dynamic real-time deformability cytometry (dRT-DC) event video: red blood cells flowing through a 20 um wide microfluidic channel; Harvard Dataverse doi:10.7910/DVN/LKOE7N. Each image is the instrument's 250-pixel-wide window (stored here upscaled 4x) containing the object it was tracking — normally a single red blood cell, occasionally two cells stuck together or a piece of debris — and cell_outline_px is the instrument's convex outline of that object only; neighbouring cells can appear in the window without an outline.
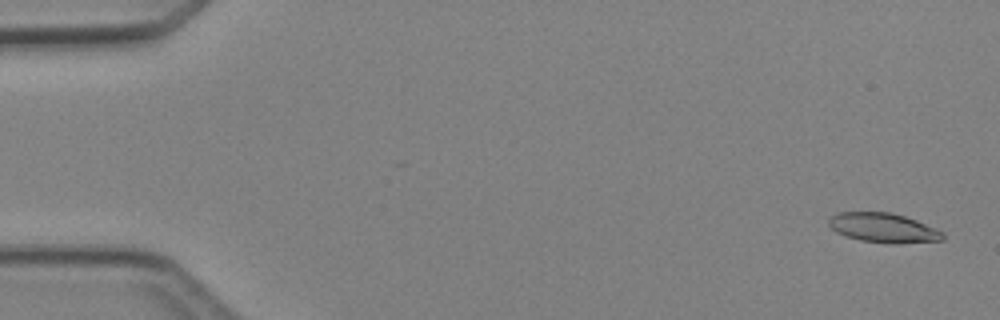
{"species": "Egyptian fruit bat (a non-hibernating species)", "species_latin": "Rousettus aegyptiacus", "temperature_condition": "cold", "stored_images_in_passage": 4, "camera_frame_rate_fps": 3000, "um_per_image_px": 0.085, "animal": {"sex": "female"}, "frame": {"image": 1, "passage_image": 1, "time_ms": 0.0, "image_size_px": [1000, 320], "cell_outline_px": [[944, 240], [900, 244], [888, 244], [860, 240], [836, 232], [828, 224], [828, 220], [832, 216], [840, 212], [888, 212], [904, 216], [916, 220], [936, 228], [944, 232]], "centroid_in_image_um": [75.12, 19.38], "position_along_channel_um": 9.9, "area_um2": 19.65}}
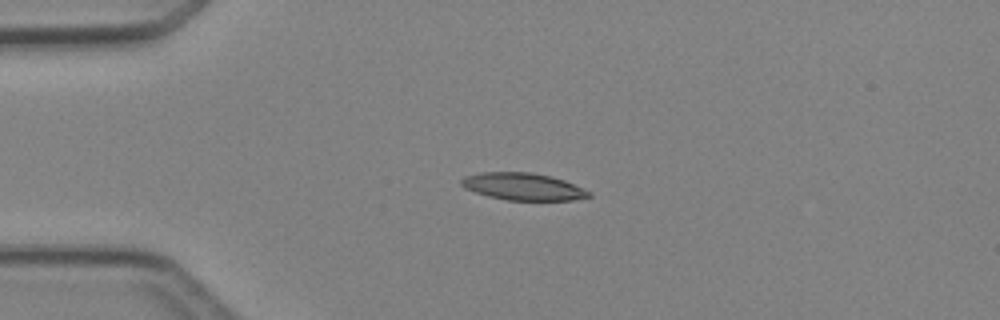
{"frame": {"image": 2, "passage_image": 4, "time_ms": 3.333, "image_size_px": [1000, 320], "cell_outline_px": [[592, 196], [572, 200], [508, 200], [488, 196], [464, 188], [460, 184], [460, 180], [464, 176], [480, 172], [532, 172], [552, 176], [564, 180], [592, 192]], "centroid_in_image_um": [44.45, 15.85], "position_along_channel_um": 40.5, "area_um2": 20.29}}